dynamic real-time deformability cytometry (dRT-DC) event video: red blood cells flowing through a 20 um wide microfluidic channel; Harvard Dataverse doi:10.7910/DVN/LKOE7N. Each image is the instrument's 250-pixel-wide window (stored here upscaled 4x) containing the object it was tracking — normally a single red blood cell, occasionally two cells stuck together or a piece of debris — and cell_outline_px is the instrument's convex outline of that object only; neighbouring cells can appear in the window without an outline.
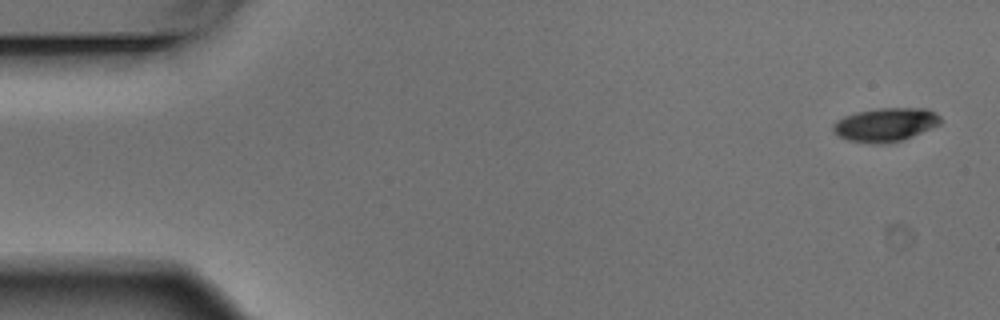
{"species": "Egyptian fruit bat (a non-hibernating species)", "species_latin": "Rousettus aegyptiacus", "temperature_condition": "warm", "stored_images_in_passage": 5, "camera_frame_rate_fps": 3000, "um_per_image_px": 0.085, "animal": {"sex": "male"}, "frame": {"image": 1, "passage_image": 1, "time_ms": 0.0, "image_size_px": [1000, 320], "cell_outline_px": [[940, 124], [912, 136], [900, 140], [884, 144], [876, 144], [848, 140], [840, 136], [832, 128], [836, 120], [844, 116], [856, 112], [880, 108], [928, 108], [936, 112], [940, 116]], "centroid_in_image_um": [75.28, 10.58], "position_along_channel_um": 9.7, "area_um2": 20.87}}
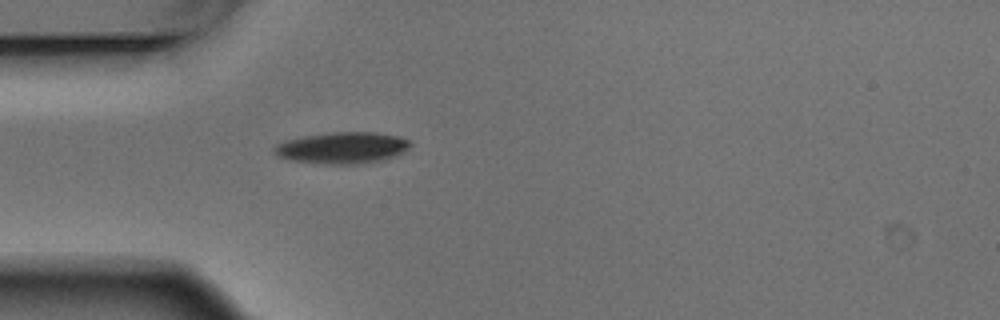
{"frame": {"image": 2, "passage_image": 5, "time_ms": 1.333, "image_size_px": [1000, 320], "cell_outline_px": [[412, 144], [404, 152], [396, 156], [380, 160], [360, 164], [324, 164], [288, 160], [280, 156], [272, 148], [276, 144], [288, 140], [304, 136], [332, 132], [376, 132], [400, 136], [408, 140]], "centroid_in_image_um": [29.13, 12.56], "position_along_channel_um": 55.9, "area_um2": 24.97}}